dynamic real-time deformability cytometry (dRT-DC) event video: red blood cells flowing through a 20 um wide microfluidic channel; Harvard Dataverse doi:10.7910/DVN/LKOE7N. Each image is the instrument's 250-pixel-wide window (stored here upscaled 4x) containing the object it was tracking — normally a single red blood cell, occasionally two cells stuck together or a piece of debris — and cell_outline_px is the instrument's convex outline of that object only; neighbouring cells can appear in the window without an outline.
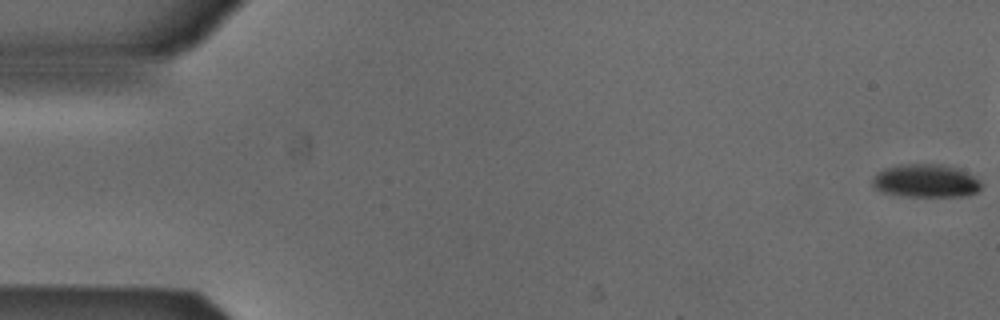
{"species": "Egyptian fruit bat (a non-hibernating species)", "species_latin": "Rousettus aegyptiacus", "temperature_condition": "cold", "stored_images_in_passage": 47, "camera_frame_rate_fps": 3000, "um_per_image_px": 0.085, "animal": {"sex": "male"}, "frame": {"image": 1, "passage_image": 1, "time_ms": 0.0, "image_size_px": [1000, 320], "cell_outline_px": [[980, 188], [976, 192], [968, 196], [900, 196], [880, 192], [872, 184], [872, 176], [876, 172], [884, 168], [900, 164], [940, 164], [960, 168], [980, 180]], "centroid_in_image_um": [78.65, 15.37], "position_along_channel_um": 6.3, "area_um2": 21.33}}
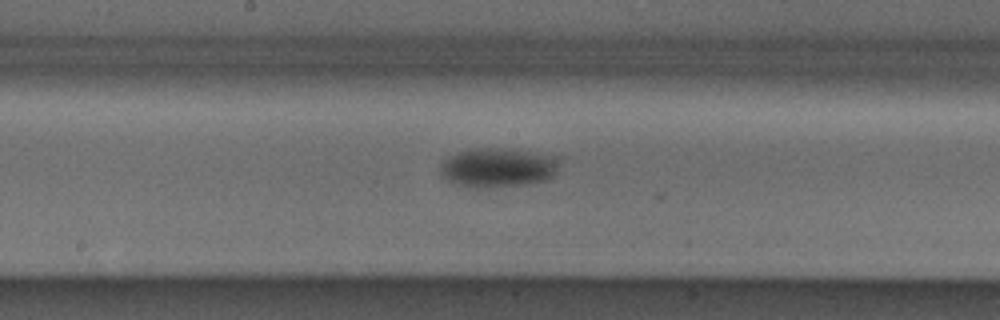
{"frame": {"image": 2, "passage_image": 28, "time_ms": 9.0, "image_size_px": [1000, 320], "cell_outline_px": [[556, 172], [548, 180], [532, 184], [488, 188], [472, 188], [456, 184], [440, 176], [440, 164], [448, 156], [472, 148], [496, 148], [556, 156]], "centroid_in_image_um": [42.26, 14.28], "position_along_channel_um": 205.9, "area_um2": 27.22}}
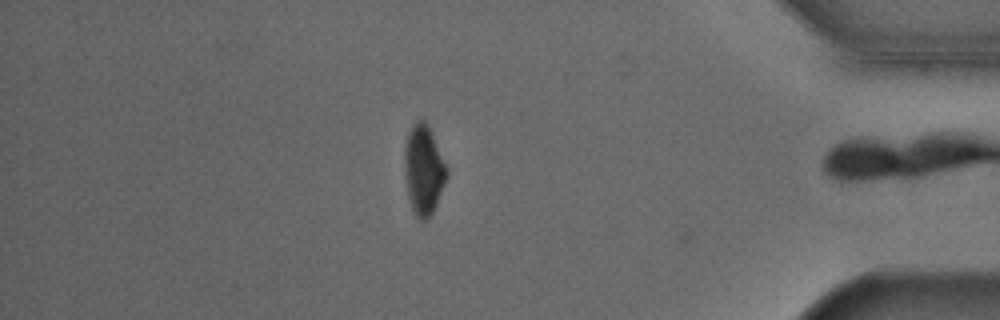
{"frame": {"image": 3, "passage_image": 46, "time_ms": 15.0, "image_size_px": [1000, 320], "cell_outline_px": [[448, 176], [436, 204], [432, 212], [424, 220], [420, 220], [416, 216], [412, 208], [408, 196], [404, 172], [404, 148], [408, 132], [412, 124], [416, 120], [424, 120], [428, 124], [448, 168]], "centroid_in_image_um": [36.0, 14.39], "position_along_channel_um": 399.2, "area_um2": 22.08}, "authors_computed_cell_mechanics": {"area_um2": 25.3742, "velocity_mm_per_s": 3.8798, "shape_relaxation_time_tau1_ms": 2.5508, "shape_relaxation_time_tau2_ms": null, "deformation_change_tau1": 0.0941, "deformation_change_tau2": null}}